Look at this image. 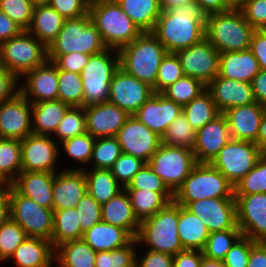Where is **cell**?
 Wrapping results in <instances>:
<instances>
[{"label":"cell","instance_id":"5","mask_svg":"<svg viewBox=\"0 0 266 267\" xmlns=\"http://www.w3.org/2000/svg\"><path fill=\"white\" fill-rule=\"evenodd\" d=\"M89 15L107 48L119 50L142 33L116 0L90 4Z\"/></svg>","mask_w":266,"mask_h":267},{"label":"cell","instance_id":"49","mask_svg":"<svg viewBox=\"0 0 266 267\" xmlns=\"http://www.w3.org/2000/svg\"><path fill=\"white\" fill-rule=\"evenodd\" d=\"M257 193H266V153L258 160L256 166L234 186V195Z\"/></svg>","mask_w":266,"mask_h":267},{"label":"cell","instance_id":"2","mask_svg":"<svg viewBox=\"0 0 266 267\" xmlns=\"http://www.w3.org/2000/svg\"><path fill=\"white\" fill-rule=\"evenodd\" d=\"M119 52V67L127 74L148 84L155 93V80L158 68L168 53L152 32H142Z\"/></svg>","mask_w":266,"mask_h":267},{"label":"cell","instance_id":"56","mask_svg":"<svg viewBox=\"0 0 266 267\" xmlns=\"http://www.w3.org/2000/svg\"><path fill=\"white\" fill-rule=\"evenodd\" d=\"M75 208L78 212V218L83 232L102 221V205L99 204L88 192L85 193Z\"/></svg>","mask_w":266,"mask_h":267},{"label":"cell","instance_id":"29","mask_svg":"<svg viewBox=\"0 0 266 267\" xmlns=\"http://www.w3.org/2000/svg\"><path fill=\"white\" fill-rule=\"evenodd\" d=\"M259 71V63L249 49L220 53V77L251 83Z\"/></svg>","mask_w":266,"mask_h":267},{"label":"cell","instance_id":"28","mask_svg":"<svg viewBox=\"0 0 266 267\" xmlns=\"http://www.w3.org/2000/svg\"><path fill=\"white\" fill-rule=\"evenodd\" d=\"M16 267H53L55 248L52 242L39 237H27L8 259Z\"/></svg>","mask_w":266,"mask_h":267},{"label":"cell","instance_id":"22","mask_svg":"<svg viewBox=\"0 0 266 267\" xmlns=\"http://www.w3.org/2000/svg\"><path fill=\"white\" fill-rule=\"evenodd\" d=\"M87 133L96 138L117 136L130 116L125 110L110 102L85 106Z\"/></svg>","mask_w":266,"mask_h":267},{"label":"cell","instance_id":"65","mask_svg":"<svg viewBox=\"0 0 266 267\" xmlns=\"http://www.w3.org/2000/svg\"><path fill=\"white\" fill-rule=\"evenodd\" d=\"M23 29L3 11H0V44L18 35Z\"/></svg>","mask_w":266,"mask_h":267},{"label":"cell","instance_id":"31","mask_svg":"<svg viewBox=\"0 0 266 267\" xmlns=\"http://www.w3.org/2000/svg\"><path fill=\"white\" fill-rule=\"evenodd\" d=\"M102 221L126 229L136 238L140 222L133 212L132 204L125 189L102 205Z\"/></svg>","mask_w":266,"mask_h":267},{"label":"cell","instance_id":"19","mask_svg":"<svg viewBox=\"0 0 266 267\" xmlns=\"http://www.w3.org/2000/svg\"><path fill=\"white\" fill-rule=\"evenodd\" d=\"M32 103L18 92L0 104V138L22 140L32 134Z\"/></svg>","mask_w":266,"mask_h":267},{"label":"cell","instance_id":"17","mask_svg":"<svg viewBox=\"0 0 266 267\" xmlns=\"http://www.w3.org/2000/svg\"><path fill=\"white\" fill-rule=\"evenodd\" d=\"M237 226L254 241L266 242V193L234 195Z\"/></svg>","mask_w":266,"mask_h":267},{"label":"cell","instance_id":"60","mask_svg":"<svg viewBox=\"0 0 266 267\" xmlns=\"http://www.w3.org/2000/svg\"><path fill=\"white\" fill-rule=\"evenodd\" d=\"M49 5L63 18H78L89 13V4L85 0H51Z\"/></svg>","mask_w":266,"mask_h":267},{"label":"cell","instance_id":"27","mask_svg":"<svg viewBox=\"0 0 266 267\" xmlns=\"http://www.w3.org/2000/svg\"><path fill=\"white\" fill-rule=\"evenodd\" d=\"M56 172L21 171L12 187L24 197L53 210V185Z\"/></svg>","mask_w":266,"mask_h":267},{"label":"cell","instance_id":"59","mask_svg":"<svg viewBox=\"0 0 266 267\" xmlns=\"http://www.w3.org/2000/svg\"><path fill=\"white\" fill-rule=\"evenodd\" d=\"M240 10L255 29L266 27V0H246Z\"/></svg>","mask_w":266,"mask_h":267},{"label":"cell","instance_id":"32","mask_svg":"<svg viewBox=\"0 0 266 267\" xmlns=\"http://www.w3.org/2000/svg\"><path fill=\"white\" fill-rule=\"evenodd\" d=\"M69 107L59 99L32 103V134L52 136Z\"/></svg>","mask_w":266,"mask_h":267},{"label":"cell","instance_id":"14","mask_svg":"<svg viewBox=\"0 0 266 267\" xmlns=\"http://www.w3.org/2000/svg\"><path fill=\"white\" fill-rule=\"evenodd\" d=\"M59 149L53 136L29 134L21 140L22 171L57 172Z\"/></svg>","mask_w":266,"mask_h":267},{"label":"cell","instance_id":"15","mask_svg":"<svg viewBox=\"0 0 266 267\" xmlns=\"http://www.w3.org/2000/svg\"><path fill=\"white\" fill-rule=\"evenodd\" d=\"M153 94L152 87L119 67L111 79L108 102L133 115Z\"/></svg>","mask_w":266,"mask_h":267},{"label":"cell","instance_id":"34","mask_svg":"<svg viewBox=\"0 0 266 267\" xmlns=\"http://www.w3.org/2000/svg\"><path fill=\"white\" fill-rule=\"evenodd\" d=\"M206 225L185 206L179 205L178 236L183 249L200 250L209 237Z\"/></svg>","mask_w":266,"mask_h":267},{"label":"cell","instance_id":"50","mask_svg":"<svg viewBox=\"0 0 266 267\" xmlns=\"http://www.w3.org/2000/svg\"><path fill=\"white\" fill-rule=\"evenodd\" d=\"M137 240L112 251L96 252L95 267H135Z\"/></svg>","mask_w":266,"mask_h":267},{"label":"cell","instance_id":"23","mask_svg":"<svg viewBox=\"0 0 266 267\" xmlns=\"http://www.w3.org/2000/svg\"><path fill=\"white\" fill-rule=\"evenodd\" d=\"M227 120L221 113L196 131L194 155L197 163H211L219 151L230 141Z\"/></svg>","mask_w":266,"mask_h":267},{"label":"cell","instance_id":"25","mask_svg":"<svg viewBox=\"0 0 266 267\" xmlns=\"http://www.w3.org/2000/svg\"><path fill=\"white\" fill-rule=\"evenodd\" d=\"M213 101L223 113L228 108L255 103L251 83L231 80L217 75L207 86Z\"/></svg>","mask_w":266,"mask_h":267},{"label":"cell","instance_id":"55","mask_svg":"<svg viewBox=\"0 0 266 267\" xmlns=\"http://www.w3.org/2000/svg\"><path fill=\"white\" fill-rule=\"evenodd\" d=\"M124 189H143L155 192H172L164 181L145 163Z\"/></svg>","mask_w":266,"mask_h":267},{"label":"cell","instance_id":"1","mask_svg":"<svg viewBox=\"0 0 266 267\" xmlns=\"http://www.w3.org/2000/svg\"><path fill=\"white\" fill-rule=\"evenodd\" d=\"M207 14L197 3L161 11L152 34L168 53L189 48L205 38Z\"/></svg>","mask_w":266,"mask_h":267},{"label":"cell","instance_id":"48","mask_svg":"<svg viewBox=\"0 0 266 267\" xmlns=\"http://www.w3.org/2000/svg\"><path fill=\"white\" fill-rule=\"evenodd\" d=\"M122 153L117 137L96 138L89 167L110 169Z\"/></svg>","mask_w":266,"mask_h":267},{"label":"cell","instance_id":"26","mask_svg":"<svg viewBox=\"0 0 266 267\" xmlns=\"http://www.w3.org/2000/svg\"><path fill=\"white\" fill-rule=\"evenodd\" d=\"M265 107L257 102L228 108L222 114L227 120L231 139L255 142Z\"/></svg>","mask_w":266,"mask_h":267},{"label":"cell","instance_id":"16","mask_svg":"<svg viewBox=\"0 0 266 267\" xmlns=\"http://www.w3.org/2000/svg\"><path fill=\"white\" fill-rule=\"evenodd\" d=\"M122 152L148 163L162 144V137L130 115L117 134Z\"/></svg>","mask_w":266,"mask_h":267},{"label":"cell","instance_id":"3","mask_svg":"<svg viewBox=\"0 0 266 267\" xmlns=\"http://www.w3.org/2000/svg\"><path fill=\"white\" fill-rule=\"evenodd\" d=\"M256 29L245 19L241 10L207 15L205 38L219 52L248 50Z\"/></svg>","mask_w":266,"mask_h":267},{"label":"cell","instance_id":"67","mask_svg":"<svg viewBox=\"0 0 266 267\" xmlns=\"http://www.w3.org/2000/svg\"><path fill=\"white\" fill-rule=\"evenodd\" d=\"M246 267H266V242L256 241L251 246Z\"/></svg>","mask_w":266,"mask_h":267},{"label":"cell","instance_id":"70","mask_svg":"<svg viewBox=\"0 0 266 267\" xmlns=\"http://www.w3.org/2000/svg\"><path fill=\"white\" fill-rule=\"evenodd\" d=\"M256 145L265 153L266 152V107L259 126Z\"/></svg>","mask_w":266,"mask_h":267},{"label":"cell","instance_id":"36","mask_svg":"<svg viewBox=\"0 0 266 267\" xmlns=\"http://www.w3.org/2000/svg\"><path fill=\"white\" fill-rule=\"evenodd\" d=\"M96 252L83 240H71L55 248L59 267H95Z\"/></svg>","mask_w":266,"mask_h":267},{"label":"cell","instance_id":"40","mask_svg":"<svg viewBox=\"0 0 266 267\" xmlns=\"http://www.w3.org/2000/svg\"><path fill=\"white\" fill-rule=\"evenodd\" d=\"M182 112L196 131L221 114L207 89L190 103L182 106Z\"/></svg>","mask_w":266,"mask_h":267},{"label":"cell","instance_id":"69","mask_svg":"<svg viewBox=\"0 0 266 267\" xmlns=\"http://www.w3.org/2000/svg\"><path fill=\"white\" fill-rule=\"evenodd\" d=\"M206 14L225 12L230 10L224 0H196Z\"/></svg>","mask_w":266,"mask_h":267},{"label":"cell","instance_id":"4","mask_svg":"<svg viewBox=\"0 0 266 267\" xmlns=\"http://www.w3.org/2000/svg\"><path fill=\"white\" fill-rule=\"evenodd\" d=\"M179 204L174 200L153 216L140 222L136 236L137 245L147 250L176 255L184 250L178 236Z\"/></svg>","mask_w":266,"mask_h":267},{"label":"cell","instance_id":"38","mask_svg":"<svg viewBox=\"0 0 266 267\" xmlns=\"http://www.w3.org/2000/svg\"><path fill=\"white\" fill-rule=\"evenodd\" d=\"M141 32H152L161 14L159 0H116Z\"/></svg>","mask_w":266,"mask_h":267},{"label":"cell","instance_id":"35","mask_svg":"<svg viewBox=\"0 0 266 267\" xmlns=\"http://www.w3.org/2000/svg\"><path fill=\"white\" fill-rule=\"evenodd\" d=\"M133 212L139 222L153 216L174 200L173 192H155L143 189H125Z\"/></svg>","mask_w":266,"mask_h":267},{"label":"cell","instance_id":"10","mask_svg":"<svg viewBox=\"0 0 266 267\" xmlns=\"http://www.w3.org/2000/svg\"><path fill=\"white\" fill-rule=\"evenodd\" d=\"M147 164L175 193L197 162L192 150L162 143Z\"/></svg>","mask_w":266,"mask_h":267},{"label":"cell","instance_id":"45","mask_svg":"<svg viewBox=\"0 0 266 267\" xmlns=\"http://www.w3.org/2000/svg\"><path fill=\"white\" fill-rule=\"evenodd\" d=\"M87 132L86 114L84 107L70 106L60 121L53 138L58 144ZM58 139V141H57Z\"/></svg>","mask_w":266,"mask_h":267},{"label":"cell","instance_id":"13","mask_svg":"<svg viewBox=\"0 0 266 267\" xmlns=\"http://www.w3.org/2000/svg\"><path fill=\"white\" fill-rule=\"evenodd\" d=\"M184 75L201 80L206 86L219 75L220 53L203 38L189 48L175 52Z\"/></svg>","mask_w":266,"mask_h":267},{"label":"cell","instance_id":"57","mask_svg":"<svg viewBox=\"0 0 266 267\" xmlns=\"http://www.w3.org/2000/svg\"><path fill=\"white\" fill-rule=\"evenodd\" d=\"M256 241L241 236L225 255L222 262L225 267H246L249 261L251 246Z\"/></svg>","mask_w":266,"mask_h":267},{"label":"cell","instance_id":"9","mask_svg":"<svg viewBox=\"0 0 266 267\" xmlns=\"http://www.w3.org/2000/svg\"><path fill=\"white\" fill-rule=\"evenodd\" d=\"M119 68V52L107 48L103 52L91 55L80 73L84 106L108 102L109 88L114 72Z\"/></svg>","mask_w":266,"mask_h":267},{"label":"cell","instance_id":"68","mask_svg":"<svg viewBox=\"0 0 266 267\" xmlns=\"http://www.w3.org/2000/svg\"><path fill=\"white\" fill-rule=\"evenodd\" d=\"M251 85L255 101L266 107V71L260 70L253 78Z\"/></svg>","mask_w":266,"mask_h":267},{"label":"cell","instance_id":"46","mask_svg":"<svg viewBox=\"0 0 266 267\" xmlns=\"http://www.w3.org/2000/svg\"><path fill=\"white\" fill-rule=\"evenodd\" d=\"M241 236L242 232L238 226L234 229L210 233L205 247L202 250L203 256L208 259L222 261L230 248Z\"/></svg>","mask_w":266,"mask_h":267},{"label":"cell","instance_id":"20","mask_svg":"<svg viewBox=\"0 0 266 267\" xmlns=\"http://www.w3.org/2000/svg\"><path fill=\"white\" fill-rule=\"evenodd\" d=\"M20 79V93L30 103H38L58 98V69L50 60H47L33 70L26 72Z\"/></svg>","mask_w":266,"mask_h":267},{"label":"cell","instance_id":"44","mask_svg":"<svg viewBox=\"0 0 266 267\" xmlns=\"http://www.w3.org/2000/svg\"><path fill=\"white\" fill-rule=\"evenodd\" d=\"M58 98L72 107H84L83 83L79 73L58 70Z\"/></svg>","mask_w":266,"mask_h":267},{"label":"cell","instance_id":"12","mask_svg":"<svg viewBox=\"0 0 266 267\" xmlns=\"http://www.w3.org/2000/svg\"><path fill=\"white\" fill-rule=\"evenodd\" d=\"M10 215L28 237H39L51 241L54 211L40 206L19 194L13 187L10 192Z\"/></svg>","mask_w":266,"mask_h":267},{"label":"cell","instance_id":"51","mask_svg":"<svg viewBox=\"0 0 266 267\" xmlns=\"http://www.w3.org/2000/svg\"><path fill=\"white\" fill-rule=\"evenodd\" d=\"M27 237L24 229L11 218L3 223L0 226V262L8 261Z\"/></svg>","mask_w":266,"mask_h":267},{"label":"cell","instance_id":"64","mask_svg":"<svg viewBox=\"0 0 266 267\" xmlns=\"http://www.w3.org/2000/svg\"><path fill=\"white\" fill-rule=\"evenodd\" d=\"M203 257L200 250L184 249L173 255V267H200Z\"/></svg>","mask_w":266,"mask_h":267},{"label":"cell","instance_id":"43","mask_svg":"<svg viewBox=\"0 0 266 267\" xmlns=\"http://www.w3.org/2000/svg\"><path fill=\"white\" fill-rule=\"evenodd\" d=\"M95 138L89 133H84L76 137H72L59 144V152H65L71 160H74L79 167H65L63 169H85L90 164ZM63 149V150H62ZM85 165V166H84Z\"/></svg>","mask_w":266,"mask_h":267},{"label":"cell","instance_id":"30","mask_svg":"<svg viewBox=\"0 0 266 267\" xmlns=\"http://www.w3.org/2000/svg\"><path fill=\"white\" fill-rule=\"evenodd\" d=\"M82 239L95 251H112L128 245L134 237L126 230L100 221L86 230Z\"/></svg>","mask_w":266,"mask_h":267},{"label":"cell","instance_id":"53","mask_svg":"<svg viewBox=\"0 0 266 267\" xmlns=\"http://www.w3.org/2000/svg\"><path fill=\"white\" fill-rule=\"evenodd\" d=\"M34 6L31 0H0V11L23 30H27L31 25Z\"/></svg>","mask_w":266,"mask_h":267},{"label":"cell","instance_id":"63","mask_svg":"<svg viewBox=\"0 0 266 267\" xmlns=\"http://www.w3.org/2000/svg\"><path fill=\"white\" fill-rule=\"evenodd\" d=\"M249 50L259 63L260 70L266 71V30L256 29L252 35Z\"/></svg>","mask_w":266,"mask_h":267},{"label":"cell","instance_id":"37","mask_svg":"<svg viewBox=\"0 0 266 267\" xmlns=\"http://www.w3.org/2000/svg\"><path fill=\"white\" fill-rule=\"evenodd\" d=\"M83 169L86 176L87 192L101 205L107 203L124 188L116 181L110 169Z\"/></svg>","mask_w":266,"mask_h":267},{"label":"cell","instance_id":"7","mask_svg":"<svg viewBox=\"0 0 266 267\" xmlns=\"http://www.w3.org/2000/svg\"><path fill=\"white\" fill-rule=\"evenodd\" d=\"M104 45L99 30L87 15L65 19L58 36L48 47V56H61L72 52L95 55L103 52Z\"/></svg>","mask_w":266,"mask_h":267},{"label":"cell","instance_id":"41","mask_svg":"<svg viewBox=\"0 0 266 267\" xmlns=\"http://www.w3.org/2000/svg\"><path fill=\"white\" fill-rule=\"evenodd\" d=\"M21 171V140L0 138V182L12 183Z\"/></svg>","mask_w":266,"mask_h":267},{"label":"cell","instance_id":"66","mask_svg":"<svg viewBox=\"0 0 266 267\" xmlns=\"http://www.w3.org/2000/svg\"><path fill=\"white\" fill-rule=\"evenodd\" d=\"M12 183L0 182V226L10 218V192Z\"/></svg>","mask_w":266,"mask_h":267},{"label":"cell","instance_id":"24","mask_svg":"<svg viewBox=\"0 0 266 267\" xmlns=\"http://www.w3.org/2000/svg\"><path fill=\"white\" fill-rule=\"evenodd\" d=\"M87 193L86 176L82 169L56 172L53 185V211L75 208Z\"/></svg>","mask_w":266,"mask_h":267},{"label":"cell","instance_id":"6","mask_svg":"<svg viewBox=\"0 0 266 267\" xmlns=\"http://www.w3.org/2000/svg\"><path fill=\"white\" fill-rule=\"evenodd\" d=\"M211 198H235L234 185L210 163H197L174 193L180 206Z\"/></svg>","mask_w":266,"mask_h":267},{"label":"cell","instance_id":"61","mask_svg":"<svg viewBox=\"0 0 266 267\" xmlns=\"http://www.w3.org/2000/svg\"><path fill=\"white\" fill-rule=\"evenodd\" d=\"M137 250L139 248H136L135 267H173V255L152 250H145L146 253L144 251L138 252ZM141 254L143 255L142 257Z\"/></svg>","mask_w":266,"mask_h":267},{"label":"cell","instance_id":"74","mask_svg":"<svg viewBox=\"0 0 266 267\" xmlns=\"http://www.w3.org/2000/svg\"><path fill=\"white\" fill-rule=\"evenodd\" d=\"M34 5H46L51 2V0H31Z\"/></svg>","mask_w":266,"mask_h":267},{"label":"cell","instance_id":"52","mask_svg":"<svg viewBox=\"0 0 266 267\" xmlns=\"http://www.w3.org/2000/svg\"><path fill=\"white\" fill-rule=\"evenodd\" d=\"M183 76L184 72L177 55L175 53H167L157 71L155 93H161Z\"/></svg>","mask_w":266,"mask_h":267},{"label":"cell","instance_id":"58","mask_svg":"<svg viewBox=\"0 0 266 267\" xmlns=\"http://www.w3.org/2000/svg\"><path fill=\"white\" fill-rule=\"evenodd\" d=\"M90 56L85 53L72 52L61 56H48V60L52 61L58 70L80 74L88 63Z\"/></svg>","mask_w":266,"mask_h":267},{"label":"cell","instance_id":"18","mask_svg":"<svg viewBox=\"0 0 266 267\" xmlns=\"http://www.w3.org/2000/svg\"><path fill=\"white\" fill-rule=\"evenodd\" d=\"M186 208L202 220L209 233L237 226L235 198H206L190 202Z\"/></svg>","mask_w":266,"mask_h":267},{"label":"cell","instance_id":"11","mask_svg":"<svg viewBox=\"0 0 266 267\" xmlns=\"http://www.w3.org/2000/svg\"><path fill=\"white\" fill-rule=\"evenodd\" d=\"M263 154L255 142L230 139L210 164L235 186L256 166Z\"/></svg>","mask_w":266,"mask_h":267},{"label":"cell","instance_id":"33","mask_svg":"<svg viewBox=\"0 0 266 267\" xmlns=\"http://www.w3.org/2000/svg\"><path fill=\"white\" fill-rule=\"evenodd\" d=\"M64 20L49 4L35 5L27 31L48 48L61 31Z\"/></svg>","mask_w":266,"mask_h":267},{"label":"cell","instance_id":"71","mask_svg":"<svg viewBox=\"0 0 266 267\" xmlns=\"http://www.w3.org/2000/svg\"><path fill=\"white\" fill-rule=\"evenodd\" d=\"M194 2H196V0H159V6L161 11H168L174 7Z\"/></svg>","mask_w":266,"mask_h":267},{"label":"cell","instance_id":"8","mask_svg":"<svg viewBox=\"0 0 266 267\" xmlns=\"http://www.w3.org/2000/svg\"><path fill=\"white\" fill-rule=\"evenodd\" d=\"M48 60V48L27 30L0 44V65L19 79Z\"/></svg>","mask_w":266,"mask_h":267},{"label":"cell","instance_id":"54","mask_svg":"<svg viewBox=\"0 0 266 267\" xmlns=\"http://www.w3.org/2000/svg\"><path fill=\"white\" fill-rule=\"evenodd\" d=\"M144 164L141 159L122 153L110 170L116 181L124 188Z\"/></svg>","mask_w":266,"mask_h":267},{"label":"cell","instance_id":"73","mask_svg":"<svg viewBox=\"0 0 266 267\" xmlns=\"http://www.w3.org/2000/svg\"><path fill=\"white\" fill-rule=\"evenodd\" d=\"M225 5L230 9V10H240L246 0H224Z\"/></svg>","mask_w":266,"mask_h":267},{"label":"cell","instance_id":"21","mask_svg":"<svg viewBox=\"0 0 266 267\" xmlns=\"http://www.w3.org/2000/svg\"><path fill=\"white\" fill-rule=\"evenodd\" d=\"M182 106L162 93H154L134 114L141 123L162 137L181 114Z\"/></svg>","mask_w":266,"mask_h":267},{"label":"cell","instance_id":"39","mask_svg":"<svg viewBox=\"0 0 266 267\" xmlns=\"http://www.w3.org/2000/svg\"><path fill=\"white\" fill-rule=\"evenodd\" d=\"M83 234L76 208L54 211L51 238L54 248L67 241L82 239Z\"/></svg>","mask_w":266,"mask_h":267},{"label":"cell","instance_id":"42","mask_svg":"<svg viewBox=\"0 0 266 267\" xmlns=\"http://www.w3.org/2000/svg\"><path fill=\"white\" fill-rule=\"evenodd\" d=\"M196 130L186 119L183 112L169 125L162 136V143L167 146L184 147L194 151Z\"/></svg>","mask_w":266,"mask_h":267},{"label":"cell","instance_id":"75","mask_svg":"<svg viewBox=\"0 0 266 267\" xmlns=\"http://www.w3.org/2000/svg\"><path fill=\"white\" fill-rule=\"evenodd\" d=\"M89 5L95 2H99V1H108V0H85Z\"/></svg>","mask_w":266,"mask_h":267},{"label":"cell","instance_id":"47","mask_svg":"<svg viewBox=\"0 0 266 267\" xmlns=\"http://www.w3.org/2000/svg\"><path fill=\"white\" fill-rule=\"evenodd\" d=\"M205 90L206 85L201 80L184 75L161 93L175 103L184 106Z\"/></svg>","mask_w":266,"mask_h":267},{"label":"cell","instance_id":"62","mask_svg":"<svg viewBox=\"0 0 266 267\" xmlns=\"http://www.w3.org/2000/svg\"><path fill=\"white\" fill-rule=\"evenodd\" d=\"M19 83L20 79L14 73L0 65V104L20 92Z\"/></svg>","mask_w":266,"mask_h":267},{"label":"cell","instance_id":"72","mask_svg":"<svg viewBox=\"0 0 266 267\" xmlns=\"http://www.w3.org/2000/svg\"><path fill=\"white\" fill-rule=\"evenodd\" d=\"M200 267H225L224 263L220 260H213L203 257L200 263Z\"/></svg>","mask_w":266,"mask_h":267}]
</instances>
